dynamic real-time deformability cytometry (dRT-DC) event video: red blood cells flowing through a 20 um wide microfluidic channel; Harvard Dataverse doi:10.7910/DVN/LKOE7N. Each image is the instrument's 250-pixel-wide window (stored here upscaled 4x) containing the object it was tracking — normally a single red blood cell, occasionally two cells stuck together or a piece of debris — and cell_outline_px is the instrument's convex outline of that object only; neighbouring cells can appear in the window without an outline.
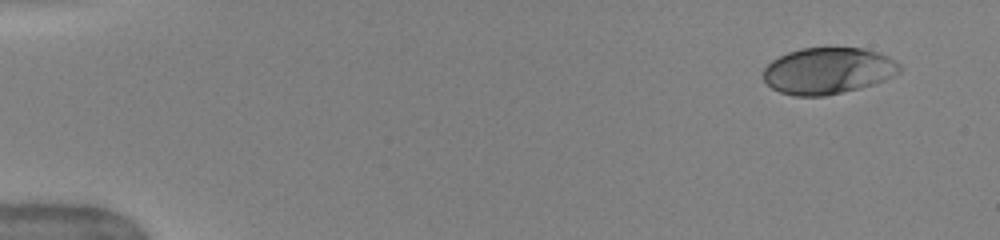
{"species": "human", "species_latin": "Homo sapiens", "temperature_condition": "warm", "stored_images_in_passage": 48, "camera_frame_rate_fps": 3000, "um_per_image_px": 0.085, "donor": {"sex": "female"}, "frame": {"image": 1, "passage_image": 1, "time_ms": 0.0, "image_size_px": [1000, 240], "cell_outline_px": [[900, 72], [884, 80], [860, 88], [824, 96], [796, 96], [780, 92], [772, 88], [764, 80], [764, 68], [772, 60], [788, 52], [800, 48], [864, 48], [888, 56], [900, 64]], "centroid_in_image_um": [70.37, 6.01], "position_along_channel_um": 14.6, "area_um2": 36.7}}
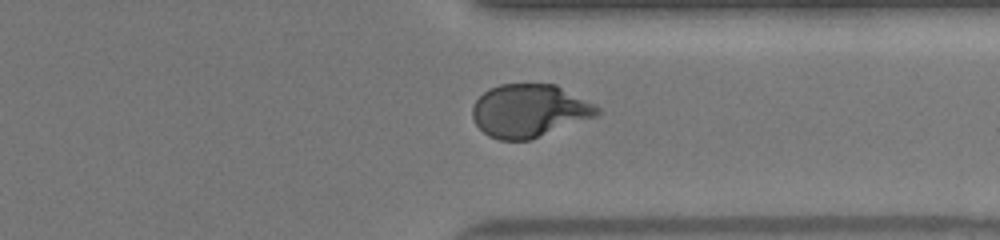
{"frame": {"image": 2, "passage_image": 37, "time_ms": 12.0, "image_size_px": [1000, 240], "cell_outline_px": [[600, 112], [596, 116], [528, 140], [500, 140], [488, 136], [476, 124], [472, 116], [472, 108], [476, 100], [488, 88], [500, 84], [556, 84], [600, 108]], "centroid_in_image_um": [44.95, 9.4], "position_along_channel_um": 366.4, "area_um2": 38.09}}
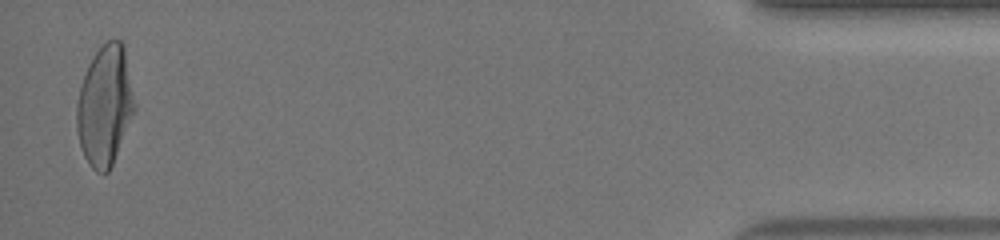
{"frame": {"image": 3, "passage_image": 47, "time_ms": 15.333, "image_size_px": [1000, 240], "cell_outline_px": [[136, 112], [112, 164], [108, 172], [96, 172], [92, 168], [84, 156], [80, 144], [76, 128], [76, 104], [80, 88], [88, 64], [92, 56], [108, 40], [120, 40], [124, 44], [136, 104]], "centroid_in_image_um": [8.94, 8.98], "position_along_channel_um": 426.3, "area_um2": 40.69}, "authors_computed_cell_mechanics": {"area_um2": 38.0324, "velocity_mm_per_s": 4.0359, "shape_relaxation_time_tau1_ms": 3.6287, "shape_relaxation_time_tau2_ms": null, "deformation_change_tau1": 0.2028, "deformation_change_tau2": null}}